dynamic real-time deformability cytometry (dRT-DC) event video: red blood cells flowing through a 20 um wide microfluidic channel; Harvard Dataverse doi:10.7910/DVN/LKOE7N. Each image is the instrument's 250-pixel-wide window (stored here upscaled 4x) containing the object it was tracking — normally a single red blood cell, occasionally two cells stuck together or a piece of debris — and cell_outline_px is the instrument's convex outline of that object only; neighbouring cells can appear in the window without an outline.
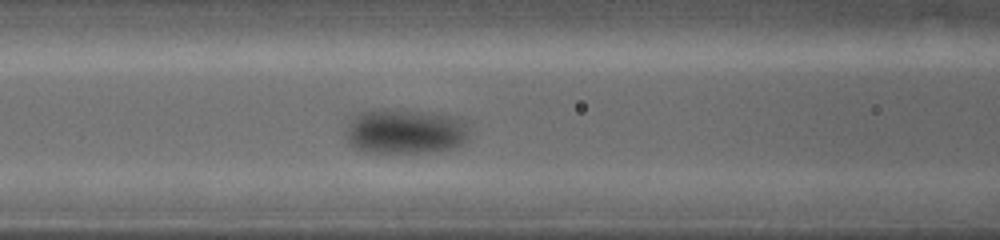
{"species": "common noctule bat (a hibernating species)", "species_latin": "Nyctalus noctula", "temperature_condition": "warm", "stored_images_in_passage": 70, "camera_frame_rate_fps": 5000, "um_per_image_px": 0.085, "animal": {"sex": "female", "body_mass_g": 19.0, "forearm_length_mm": 53.3}, "frame": {"image": 1, "passage_image": 24, "time_ms": 4.6, "image_size_px": [1000, 240], "cell_outline_px": [[468, 140], [456, 148], [440, 152], [360, 152], [352, 148], [348, 144], [344, 136], [344, 132], [348, 120], [352, 116], [360, 112], [372, 108], [384, 108], [428, 112], [456, 116], [464, 120], [468, 136]], "centroid_in_image_um": [34.36, 11.17], "position_along_channel_um": 132.2, "area_um2": 33.52}}
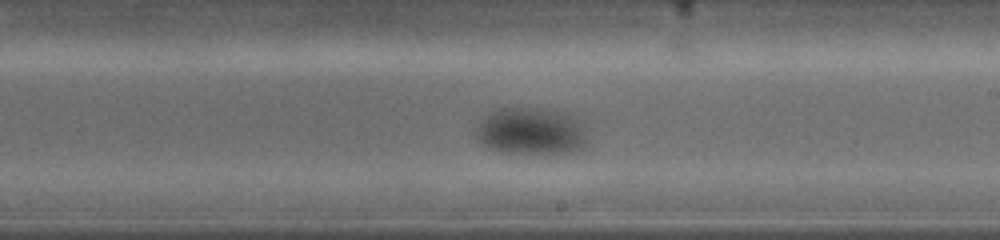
{"frame": {"image": 2, "passage_image": 39, "time_ms": 7.6, "image_size_px": [1000, 240], "cell_outline_px": [[588, 144], [584, 148], [572, 152], [500, 152], [488, 148], [476, 140], [476, 132], [480, 120], [484, 116], [492, 112], [504, 108], [532, 108], [556, 112], [568, 116], [584, 124], [588, 140]], "centroid_in_image_um": [45.13, 11.18], "position_along_channel_um": 243.9, "area_um2": 30.11}}
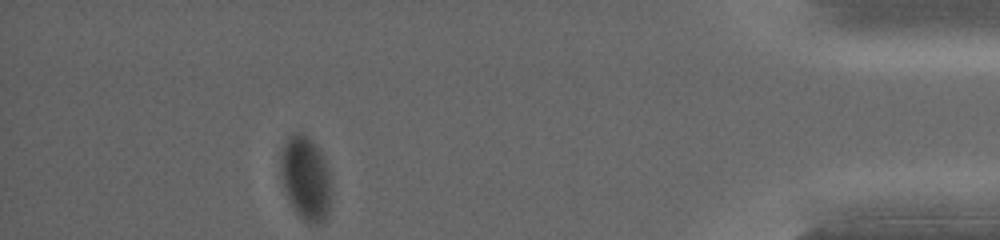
{"frame": {"image": 3, "passage_image": 70, "time_ms": 13.8, "image_size_px": [1000, 240], "cell_outline_px": [[328, 212], [324, 220], [320, 224], [308, 224], [296, 212], [288, 200], [284, 192], [280, 172], [280, 160], [284, 144], [288, 136], [292, 132], [300, 132], [308, 136], [312, 140], [320, 152], [328, 168]], "centroid_in_image_um": [25.92, 15.13], "position_along_channel_um": 409.3, "area_um2": 24.45}}